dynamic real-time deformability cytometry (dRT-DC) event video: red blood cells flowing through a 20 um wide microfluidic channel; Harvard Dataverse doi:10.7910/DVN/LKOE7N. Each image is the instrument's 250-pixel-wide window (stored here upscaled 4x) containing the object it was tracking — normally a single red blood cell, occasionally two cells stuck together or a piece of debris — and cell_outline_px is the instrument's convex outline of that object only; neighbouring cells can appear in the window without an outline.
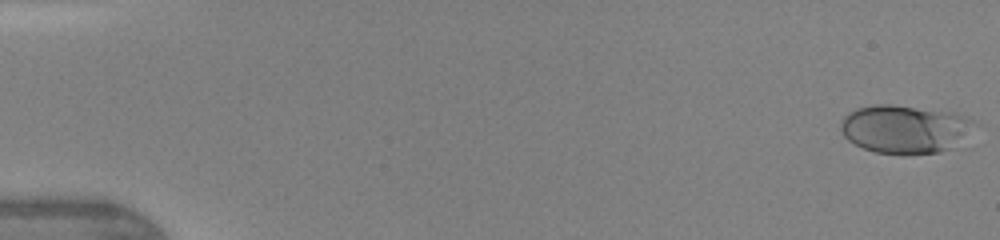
{"species": "human", "species_latin": "Homo sapiens", "temperature_condition": "warm", "stored_images_in_passage": 12, "camera_frame_rate_fps": 3000, "um_per_image_px": 0.085, "donor": {"sex": "female"}, "frame": {"image": 1, "passage_image": 1, "time_ms": 0.0, "image_size_px": [1000, 240], "cell_outline_px": [[976, 124], [948, 148], [940, 152], [876, 152], [864, 148], [848, 140], [844, 136], [840, 128], [840, 124], [844, 116], [848, 112], [856, 108], [876, 104], [892, 104], [952, 112], [964, 116], [972, 120]], "centroid_in_image_um": [76.81, 10.91], "position_along_channel_um": 8.2, "area_um2": 36.41}}